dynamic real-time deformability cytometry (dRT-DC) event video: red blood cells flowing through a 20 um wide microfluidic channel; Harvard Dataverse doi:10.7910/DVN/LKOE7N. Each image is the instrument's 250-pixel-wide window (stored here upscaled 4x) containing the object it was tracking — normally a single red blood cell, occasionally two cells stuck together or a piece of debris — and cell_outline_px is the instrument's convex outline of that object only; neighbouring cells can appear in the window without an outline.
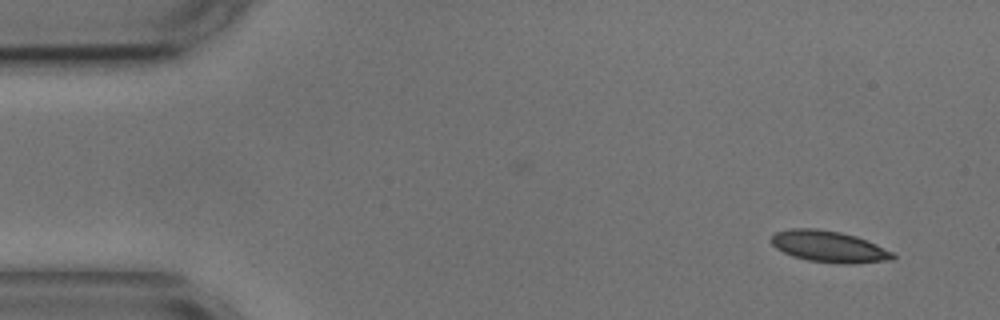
{"species": "common noctule bat (a hibernating species)", "species_latin": "Nyctalus noctula", "temperature_condition": "cold", "stored_images_in_passage": 9, "camera_frame_rate_fps": 3000, "um_per_image_px": 0.085, "animal": {"sex": "male", "body_mass_g": 17.9, "forearm_length_mm": 54.2}, "frame": {"image": 1, "passage_image": 2, "time_ms": 3.0, "image_size_px": [1000, 320], "cell_outline_px": [[896, 256], [892, 260], [852, 264], [844, 264], [808, 260], [792, 256], [776, 248], [772, 244], [772, 236], [776, 232], [792, 228], [816, 228], [840, 232], [856, 236], [876, 244], [892, 252]], "centroid_in_image_um": [70.47, 20.96], "position_along_channel_um": 14.5, "area_um2": 22.14}}
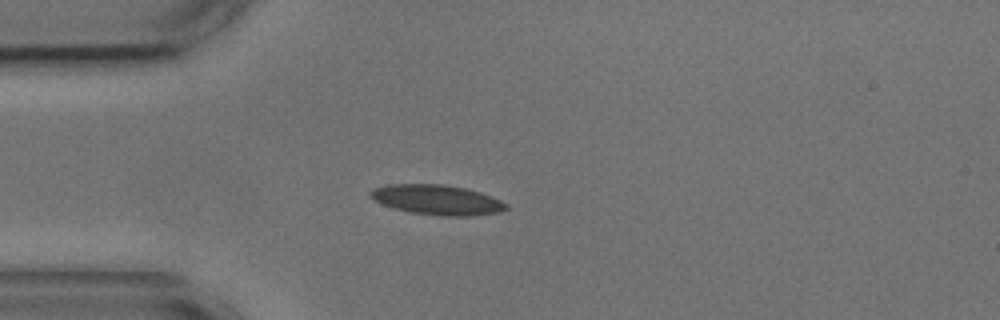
{"frame": {"image": 2, "passage_image": 4, "time_ms": 6.333, "image_size_px": [1000, 320], "cell_outline_px": [[508, 208], [500, 212], [472, 216], [440, 216], [412, 212], [380, 204], [368, 196], [368, 192], [372, 188], [388, 184], [440, 184], [464, 188], [480, 192], [500, 200], [508, 204]], "centroid_in_image_um": [37.12, 16.98], "position_along_channel_um": 47.9, "area_um2": 23.76}}